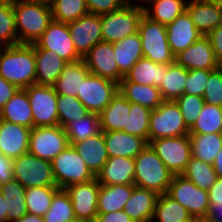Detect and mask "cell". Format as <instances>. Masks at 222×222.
Returning a JSON list of instances; mask_svg holds the SVG:
<instances>
[{
	"instance_id": "cell-1",
	"label": "cell",
	"mask_w": 222,
	"mask_h": 222,
	"mask_svg": "<svg viewBox=\"0 0 222 222\" xmlns=\"http://www.w3.org/2000/svg\"><path fill=\"white\" fill-rule=\"evenodd\" d=\"M0 76L18 89H26L34 85L36 61L33 45L7 46L0 54Z\"/></svg>"
},
{
	"instance_id": "cell-2",
	"label": "cell",
	"mask_w": 222,
	"mask_h": 222,
	"mask_svg": "<svg viewBox=\"0 0 222 222\" xmlns=\"http://www.w3.org/2000/svg\"><path fill=\"white\" fill-rule=\"evenodd\" d=\"M18 44H32L53 20L51 5L13 0Z\"/></svg>"
},
{
	"instance_id": "cell-3",
	"label": "cell",
	"mask_w": 222,
	"mask_h": 222,
	"mask_svg": "<svg viewBox=\"0 0 222 222\" xmlns=\"http://www.w3.org/2000/svg\"><path fill=\"white\" fill-rule=\"evenodd\" d=\"M134 160V185L154 191L158 195L167 193L174 174L166 167L149 144Z\"/></svg>"
},
{
	"instance_id": "cell-4",
	"label": "cell",
	"mask_w": 222,
	"mask_h": 222,
	"mask_svg": "<svg viewBox=\"0 0 222 222\" xmlns=\"http://www.w3.org/2000/svg\"><path fill=\"white\" fill-rule=\"evenodd\" d=\"M144 15L142 7L126 4L122 8L101 15L102 40L114 43L138 33Z\"/></svg>"
},
{
	"instance_id": "cell-5",
	"label": "cell",
	"mask_w": 222,
	"mask_h": 222,
	"mask_svg": "<svg viewBox=\"0 0 222 222\" xmlns=\"http://www.w3.org/2000/svg\"><path fill=\"white\" fill-rule=\"evenodd\" d=\"M138 33L141 39L143 57L159 64L175 62V56L172 54L167 40L166 25L152 21L143 15Z\"/></svg>"
},
{
	"instance_id": "cell-6",
	"label": "cell",
	"mask_w": 222,
	"mask_h": 222,
	"mask_svg": "<svg viewBox=\"0 0 222 222\" xmlns=\"http://www.w3.org/2000/svg\"><path fill=\"white\" fill-rule=\"evenodd\" d=\"M51 165L56 185L61 189L95 178L72 145L60 152L51 161Z\"/></svg>"
},
{
	"instance_id": "cell-7",
	"label": "cell",
	"mask_w": 222,
	"mask_h": 222,
	"mask_svg": "<svg viewBox=\"0 0 222 222\" xmlns=\"http://www.w3.org/2000/svg\"><path fill=\"white\" fill-rule=\"evenodd\" d=\"M189 135L179 106L175 101H163L151 111L149 143L159 138Z\"/></svg>"
},
{
	"instance_id": "cell-8",
	"label": "cell",
	"mask_w": 222,
	"mask_h": 222,
	"mask_svg": "<svg viewBox=\"0 0 222 222\" xmlns=\"http://www.w3.org/2000/svg\"><path fill=\"white\" fill-rule=\"evenodd\" d=\"M13 174L14 179L25 189L57 186L51 162L42 160L29 152L14 159Z\"/></svg>"
},
{
	"instance_id": "cell-9",
	"label": "cell",
	"mask_w": 222,
	"mask_h": 222,
	"mask_svg": "<svg viewBox=\"0 0 222 222\" xmlns=\"http://www.w3.org/2000/svg\"><path fill=\"white\" fill-rule=\"evenodd\" d=\"M69 145L65 129L60 125L33 127L30 132L28 152L51 162Z\"/></svg>"
},
{
	"instance_id": "cell-10",
	"label": "cell",
	"mask_w": 222,
	"mask_h": 222,
	"mask_svg": "<svg viewBox=\"0 0 222 222\" xmlns=\"http://www.w3.org/2000/svg\"><path fill=\"white\" fill-rule=\"evenodd\" d=\"M149 145L174 175H181L192 157L189 135L159 138Z\"/></svg>"
},
{
	"instance_id": "cell-11",
	"label": "cell",
	"mask_w": 222,
	"mask_h": 222,
	"mask_svg": "<svg viewBox=\"0 0 222 222\" xmlns=\"http://www.w3.org/2000/svg\"><path fill=\"white\" fill-rule=\"evenodd\" d=\"M167 194L186 208L192 217L205 219L210 205L208 191L182 175H173Z\"/></svg>"
},
{
	"instance_id": "cell-12",
	"label": "cell",
	"mask_w": 222,
	"mask_h": 222,
	"mask_svg": "<svg viewBox=\"0 0 222 222\" xmlns=\"http://www.w3.org/2000/svg\"><path fill=\"white\" fill-rule=\"evenodd\" d=\"M33 115V127L58 125L57 93L53 86L30 85L26 88Z\"/></svg>"
},
{
	"instance_id": "cell-13",
	"label": "cell",
	"mask_w": 222,
	"mask_h": 222,
	"mask_svg": "<svg viewBox=\"0 0 222 222\" xmlns=\"http://www.w3.org/2000/svg\"><path fill=\"white\" fill-rule=\"evenodd\" d=\"M118 91V83L90 73L82 82L77 98L89 112L99 114Z\"/></svg>"
},
{
	"instance_id": "cell-14",
	"label": "cell",
	"mask_w": 222,
	"mask_h": 222,
	"mask_svg": "<svg viewBox=\"0 0 222 222\" xmlns=\"http://www.w3.org/2000/svg\"><path fill=\"white\" fill-rule=\"evenodd\" d=\"M35 44L41 49L56 52L67 63L82 59L74 48L67 23L52 20Z\"/></svg>"
},
{
	"instance_id": "cell-15",
	"label": "cell",
	"mask_w": 222,
	"mask_h": 222,
	"mask_svg": "<svg viewBox=\"0 0 222 222\" xmlns=\"http://www.w3.org/2000/svg\"><path fill=\"white\" fill-rule=\"evenodd\" d=\"M100 186L101 184L94 178L65 188L70 196L77 221L89 222L97 218V201Z\"/></svg>"
},
{
	"instance_id": "cell-16",
	"label": "cell",
	"mask_w": 222,
	"mask_h": 222,
	"mask_svg": "<svg viewBox=\"0 0 222 222\" xmlns=\"http://www.w3.org/2000/svg\"><path fill=\"white\" fill-rule=\"evenodd\" d=\"M114 46L109 42H98L83 57L91 74L120 83L124 75L119 71L114 58Z\"/></svg>"
},
{
	"instance_id": "cell-17",
	"label": "cell",
	"mask_w": 222,
	"mask_h": 222,
	"mask_svg": "<svg viewBox=\"0 0 222 222\" xmlns=\"http://www.w3.org/2000/svg\"><path fill=\"white\" fill-rule=\"evenodd\" d=\"M67 24L74 48L81 57L98 42L103 41L101 15L88 13Z\"/></svg>"
},
{
	"instance_id": "cell-18",
	"label": "cell",
	"mask_w": 222,
	"mask_h": 222,
	"mask_svg": "<svg viewBox=\"0 0 222 222\" xmlns=\"http://www.w3.org/2000/svg\"><path fill=\"white\" fill-rule=\"evenodd\" d=\"M175 62L187 70H216L221 66L215 58L214 50L207 36H201L196 42L176 55Z\"/></svg>"
},
{
	"instance_id": "cell-19",
	"label": "cell",
	"mask_w": 222,
	"mask_h": 222,
	"mask_svg": "<svg viewBox=\"0 0 222 222\" xmlns=\"http://www.w3.org/2000/svg\"><path fill=\"white\" fill-rule=\"evenodd\" d=\"M166 32L167 40L174 56L203 36L194 25L187 10L180 14L173 22L166 25Z\"/></svg>"
},
{
	"instance_id": "cell-20",
	"label": "cell",
	"mask_w": 222,
	"mask_h": 222,
	"mask_svg": "<svg viewBox=\"0 0 222 222\" xmlns=\"http://www.w3.org/2000/svg\"><path fill=\"white\" fill-rule=\"evenodd\" d=\"M31 129L0 119V153L13 159L28 153Z\"/></svg>"
},
{
	"instance_id": "cell-21",
	"label": "cell",
	"mask_w": 222,
	"mask_h": 222,
	"mask_svg": "<svg viewBox=\"0 0 222 222\" xmlns=\"http://www.w3.org/2000/svg\"><path fill=\"white\" fill-rule=\"evenodd\" d=\"M186 10L203 36L222 24V8L213 0H189Z\"/></svg>"
},
{
	"instance_id": "cell-22",
	"label": "cell",
	"mask_w": 222,
	"mask_h": 222,
	"mask_svg": "<svg viewBox=\"0 0 222 222\" xmlns=\"http://www.w3.org/2000/svg\"><path fill=\"white\" fill-rule=\"evenodd\" d=\"M134 172V158L109 157L95 178L101 185H134Z\"/></svg>"
},
{
	"instance_id": "cell-23",
	"label": "cell",
	"mask_w": 222,
	"mask_h": 222,
	"mask_svg": "<svg viewBox=\"0 0 222 222\" xmlns=\"http://www.w3.org/2000/svg\"><path fill=\"white\" fill-rule=\"evenodd\" d=\"M32 45L36 61L35 84L53 86L67 62L54 51L41 49L35 43Z\"/></svg>"
},
{
	"instance_id": "cell-24",
	"label": "cell",
	"mask_w": 222,
	"mask_h": 222,
	"mask_svg": "<svg viewBox=\"0 0 222 222\" xmlns=\"http://www.w3.org/2000/svg\"><path fill=\"white\" fill-rule=\"evenodd\" d=\"M103 137L108 157L135 158L148 146L144 138L123 131L103 132Z\"/></svg>"
},
{
	"instance_id": "cell-25",
	"label": "cell",
	"mask_w": 222,
	"mask_h": 222,
	"mask_svg": "<svg viewBox=\"0 0 222 222\" xmlns=\"http://www.w3.org/2000/svg\"><path fill=\"white\" fill-rule=\"evenodd\" d=\"M158 196L154 191L133 185L132 195L126 202L124 211L134 222H151Z\"/></svg>"
},
{
	"instance_id": "cell-26",
	"label": "cell",
	"mask_w": 222,
	"mask_h": 222,
	"mask_svg": "<svg viewBox=\"0 0 222 222\" xmlns=\"http://www.w3.org/2000/svg\"><path fill=\"white\" fill-rule=\"evenodd\" d=\"M86 163L88 169L96 177L108 160L103 132L89 137L79 143H70Z\"/></svg>"
},
{
	"instance_id": "cell-27",
	"label": "cell",
	"mask_w": 222,
	"mask_h": 222,
	"mask_svg": "<svg viewBox=\"0 0 222 222\" xmlns=\"http://www.w3.org/2000/svg\"><path fill=\"white\" fill-rule=\"evenodd\" d=\"M129 111L130 102L118 91L111 102L98 114L101 131H123L127 128Z\"/></svg>"
},
{
	"instance_id": "cell-28",
	"label": "cell",
	"mask_w": 222,
	"mask_h": 222,
	"mask_svg": "<svg viewBox=\"0 0 222 222\" xmlns=\"http://www.w3.org/2000/svg\"><path fill=\"white\" fill-rule=\"evenodd\" d=\"M90 74L83 59L67 63L53 85L59 95H68L77 98L84 79Z\"/></svg>"
},
{
	"instance_id": "cell-29",
	"label": "cell",
	"mask_w": 222,
	"mask_h": 222,
	"mask_svg": "<svg viewBox=\"0 0 222 222\" xmlns=\"http://www.w3.org/2000/svg\"><path fill=\"white\" fill-rule=\"evenodd\" d=\"M0 119L33 128V115L26 89H18L0 111Z\"/></svg>"
},
{
	"instance_id": "cell-30",
	"label": "cell",
	"mask_w": 222,
	"mask_h": 222,
	"mask_svg": "<svg viewBox=\"0 0 222 222\" xmlns=\"http://www.w3.org/2000/svg\"><path fill=\"white\" fill-rule=\"evenodd\" d=\"M119 91L127 101L150 110L156 109L164 100L158 87L121 81Z\"/></svg>"
},
{
	"instance_id": "cell-31",
	"label": "cell",
	"mask_w": 222,
	"mask_h": 222,
	"mask_svg": "<svg viewBox=\"0 0 222 222\" xmlns=\"http://www.w3.org/2000/svg\"><path fill=\"white\" fill-rule=\"evenodd\" d=\"M168 66L169 64L154 63L152 60L142 57L125 74L121 81L159 87Z\"/></svg>"
},
{
	"instance_id": "cell-32",
	"label": "cell",
	"mask_w": 222,
	"mask_h": 222,
	"mask_svg": "<svg viewBox=\"0 0 222 222\" xmlns=\"http://www.w3.org/2000/svg\"><path fill=\"white\" fill-rule=\"evenodd\" d=\"M133 185H101L98 193L97 213H109L124 210L131 197Z\"/></svg>"
},
{
	"instance_id": "cell-33",
	"label": "cell",
	"mask_w": 222,
	"mask_h": 222,
	"mask_svg": "<svg viewBox=\"0 0 222 222\" xmlns=\"http://www.w3.org/2000/svg\"><path fill=\"white\" fill-rule=\"evenodd\" d=\"M114 58L119 71L125 74L134 64L143 57L139 33L129 35L124 39L114 42Z\"/></svg>"
},
{
	"instance_id": "cell-34",
	"label": "cell",
	"mask_w": 222,
	"mask_h": 222,
	"mask_svg": "<svg viewBox=\"0 0 222 222\" xmlns=\"http://www.w3.org/2000/svg\"><path fill=\"white\" fill-rule=\"evenodd\" d=\"M188 0H151L144 9V15L152 21L167 25L186 11Z\"/></svg>"
},
{
	"instance_id": "cell-35",
	"label": "cell",
	"mask_w": 222,
	"mask_h": 222,
	"mask_svg": "<svg viewBox=\"0 0 222 222\" xmlns=\"http://www.w3.org/2000/svg\"><path fill=\"white\" fill-rule=\"evenodd\" d=\"M0 192L6 201L7 222L17 221L27 214L25 188L16 179L0 185Z\"/></svg>"
},
{
	"instance_id": "cell-36",
	"label": "cell",
	"mask_w": 222,
	"mask_h": 222,
	"mask_svg": "<svg viewBox=\"0 0 222 222\" xmlns=\"http://www.w3.org/2000/svg\"><path fill=\"white\" fill-rule=\"evenodd\" d=\"M187 69L176 62L169 64L158 87L164 101H175L184 94Z\"/></svg>"
},
{
	"instance_id": "cell-37",
	"label": "cell",
	"mask_w": 222,
	"mask_h": 222,
	"mask_svg": "<svg viewBox=\"0 0 222 222\" xmlns=\"http://www.w3.org/2000/svg\"><path fill=\"white\" fill-rule=\"evenodd\" d=\"M192 146V157L213 164L218 152L222 149V133L189 134Z\"/></svg>"
},
{
	"instance_id": "cell-38",
	"label": "cell",
	"mask_w": 222,
	"mask_h": 222,
	"mask_svg": "<svg viewBox=\"0 0 222 222\" xmlns=\"http://www.w3.org/2000/svg\"><path fill=\"white\" fill-rule=\"evenodd\" d=\"M192 216L167 193L158 196L151 222H186Z\"/></svg>"
},
{
	"instance_id": "cell-39",
	"label": "cell",
	"mask_w": 222,
	"mask_h": 222,
	"mask_svg": "<svg viewBox=\"0 0 222 222\" xmlns=\"http://www.w3.org/2000/svg\"><path fill=\"white\" fill-rule=\"evenodd\" d=\"M69 143H79L101 132L99 115L89 112L79 120H72L65 127Z\"/></svg>"
},
{
	"instance_id": "cell-40",
	"label": "cell",
	"mask_w": 222,
	"mask_h": 222,
	"mask_svg": "<svg viewBox=\"0 0 222 222\" xmlns=\"http://www.w3.org/2000/svg\"><path fill=\"white\" fill-rule=\"evenodd\" d=\"M181 175L206 191L212 187L218 178L212 164L195 157H191Z\"/></svg>"
},
{
	"instance_id": "cell-41",
	"label": "cell",
	"mask_w": 222,
	"mask_h": 222,
	"mask_svg": "<svg viewBox=\"0 0 222 222\" xmlns=\"http://www.w3.org/2000/svg\"><path fill=\"white\" fill-rule=\"evenodd\" d=\"M222 133V107L204 103L189 134Z\"/></svg>"
},
{
	"instance_id": "cell-42",
	"label": "cell",
	"mask_w": 222,
	"mask_h": 222,
	"mask_svg": "<svg viewBox=\"0 0 222 222\" xmlns=\"http://www.w3.org/2000/svg\"><path fill=\"white\" fill-rule=\"evenodd\" d=\"M43 220L44 222H77L70 196L65 189L59 188L55 192Z\"/></svg>"
},
{
	"instance_id": "cell-43",
	"label": "cell",
	"mask_w": 222,
	"mask_h": 222,
	"mask_svg": "<svg viewBox=\"0 0 222 222\" xmlns=\"http://www.w3.org/2000/svg\"><path fill=\"white\" fill-rule=\"evenodd\" d=\"M58 189L57 186L26 188L27 213L43 217L49 210L53 196Z\"/></svg>"
},
{
	"instance_id": "cell-44",
	"label": "cell",
	"mask_w": 222,
	"mask_h": 222,
	"mask_svg": "<svg viewBox=\"0 0 222 222\" xmlns=\"http://www.w3.org/2000/svg\"><path fill=\"white\" fill-rule=\"evenodd\" d=\"M53 20L69 23L88 14L85 0H54L51 4Z\"/></svg>"
},
{
	"instance_id": "cell-45",
	"label": "cell",
	"mask_w": 222,
	"mask_h": 222,
	"mask_svg": "<svg viewBox=\"0 0 222 222\" xmlns=\"http://www.w3.org/2000/svg\"><path fill=\"white\" fill-rule=\"evenodd\" d=\"M151 111L139 104L130 102V114L127 120V128L123 132L144 138L149 144V127Z\"/></svg>"
},
{
	"instance_id": "cell-46",
	"label": "cell",
	"mask_w": 222,
	"mask_h": 222,
	"mask_svg": "<svg viewBox=\"0 0 222 222\" xmlns=\"http://www.w3.org/2000/svg\"><path fill=\"white\" fill-rule=\"evenodd\" d=\"M58 125L65 127L72 120H79L89 113L78 98L57 94Z\"/></svg>"
},
{
	"instance_id": "cell-47",
	"label": "cell",
	"mask_w": 222,
	"mask_h": 222,
	"mask_svg": "<svg viewBox=\"0 0 222 222\" xmlns=\"http://www.w3.org/2000/svg\"><path fill=\"white\" fill-rule=\"evenodd\" d=\"M0 40L7 46L18 44L13 0L0 4Z\"/></svg>"
},
{
	"instance_id": "cell-48",
	"label": "cell",
	"mask_w": 222,
	"mask_h": 222,
	"mask_svg": "<svg viewBox=\"0 0 222 222\" xmlns=\"http://www.w3.org/2000/svg\"><path fill=\"white\" fill-rule=\"evenodd\" d=\"M175 102L180 108L186 126L190 129L198 119L205 103L203 97L183 94Z\"/></svg>"
},
{
	"instance_id": "cell-49",
	"label": "cell",
	"mask_w": 222,
	"mask_h": 222,
	"mask_svg": "<svg viewBox=\"0 0 222 222\" xmlns=\"http://www.w3.org/2000/svg\"><path fill=\"white\" fill-rule=\"evenodd\" d=\"M213 70L194 69L187 70V79L184 88V94L197 95L202 97Z\"/></svg>"
},
{
	"instance_id": "cell-50",
	"label": "cell",
	"mask_w": 222,
	"mask_h": 222,
	"mask_svg": "<svg viewBox=\"0 0 222 222\" xmlns=\"http://www.w3.org/2000/svg\"><path fill=\"white\" fill-rule=\"evenodd\" d=\"M202 97L205 103L222 107V66L210 73Z\"/></svg>"
},
{
	"instance_id": "cell-51",
	"label": "cell",
	"mask_w": 222,
	"mask_h": 222,
	"mask_svg": "<svg viewBox=\"0 0 222 222\" xmlns=\"http://www.w3.org/2000/svg\"><path fill=\"white\" fill-rule=\"evenodd\" d=\"M89 13L103 15L116 11L127 4L126 0H85Z\"/></svg>"
},
{
	"instance_id": "cell-52",
	"label": "cell",
	"mask_w": 222,
	"mask_h": 222,
	"mask_svg": "<svg viewBox=\"0 0 222 222\" xmlns=\"http://www.w3.org/2000/svg\"><path fill=\"white\" fill-rule=\"evenodd\" d=\"M13 165V158L0 153V185L14 179Z\"/></svg>"
},
{
	"instance_id": "cell-53",
	"label": "cell",
	"mask_w": 222,
	"mask_h": 222,
	"mask_svg": "<svg viewBox=\"0 0 222 222\" xmlns=\"http://www.w3.org/2000/svg\"><path fill=\"white\" fill-rule=\"evenodd\" d=\"M207 37L214 50L216 60L222 66V24L212 30Z\"/></svg>"
},
{
	"instance_id": "cell-54",
	"label": "cell",
	"mask_w": 222,
	"mask_h": 222,
	"mask_svg": "<svg viewBox=\"0 0 222 222\" xmlns=\"http://www.w3.org/2000/svg\"><path fill=\"white\" fill-rule=\"evenodd\" d=\"M96 220L98 222H134L124 210L98 213Z\"/></svg>"
},
{
	"instance_id": "cell-55",
	"label": "cell",
	"mask_w": 222,
	"mask_h": 222,
	"mask_svg": "<svg viewBox=\"0 0 222 222\" xmlns=\"http://www.w3.org/2000/svg\"><path fill=\"white\" fill-rule=\"evenodd\" d=\"M17 90L18 88L15 85L0 76V111Z\"/></svg>"
},
{
	"instance_id": "cell-56",
	"label": "cell",
	"mask_w": 222,
	"mask_h": 222,
	"mask_svg": "<svg viewBox=\"0 0 222 222\" xmlns=\"http://www.w3.org/2000/svg\"><path fill=\"white\" fill-rule=\"evenodd\" d=\"M209 204L205 220L207 222H222V201H209Z\"/></svg>"
},
{
	"instance_id": "cell-57",
	"label": "cell",
	"mask_w": 222,
	"mask_h": 222,
	"mask_svg": "<svg viewBox=\"0 0 222 222\" xmlns=\"http://www.w3.org/2000/svg\"><path fill=\"white\" fill-rule=\"evenodd\" d=\"M208 198L209 201H222V178L218 177L208 190Z\"/></svg>"
},
{
	"instance_id": "cell-58",
	"label": "cell",
	"mask_w": 222,
	"mask_h": 222,
	"mask_svg": "<svg viewBox=\"0 0 222 222\" xmlns=\"http://www.w3.org/2000/svg\"><path fill=\"white\" fill-rule=\"evenodd\" d=\"M212 165L217 177L222 178V149L218 152Z\"/></svg>"
},
{
	"instance_id": "cell-59",
	"label": "cell",
	"mask_w": 222,
	"mask_h": 222,
	"mask_svg": "<svg viewBox=\"0 0 222 222\" xmlns=\"http://www.w3.org/2000/svg\"><path fill=\"white\" fill-rule=\"evenodd\" d=\"M7 214L8 211L6 210V201L4 199L3 194L0 192V221L7 222Z\"/></svg>"
},
{
	"instance_id": "cell-60",
	"label": "cell",
	"mask_w": 222,
	"mask_h": 222,
	"mask_svg": "<svg viewBox=\"0 0 222 222\" xmlns=\"http://www.w3.org/2000/svg\"><path fill=\"white\" fill-rule=\"evenodd\" d=\"M14 222H44L43 217L27 213L25 216Z\"/></svg>"
},
{
	"instance_id": "cell-61",
	"label": "cell",
	"mask_w": 222,
	"mask_h": 222,
	"mask_svg": "<svg viewBox=\"0 0 222 222\" xmlns=\"http://www.w3.org/2000/svg\"><path fill=\"white\" fill-rule=\"evenodd\" d=\"M127 4H131L133 6H137V7H145L151 0H136L137 2H132L130 0H126Z\"/></svg>"
},
{
	"instance_id": "cell-62",
	"label": "cell",
	"mask_w": 222,
	"mask_h": 222,
	"mask_svg": "<svg viewBox=\"0 0 222 222\" xmlns=\"http://www.w3.org/2000/svg\"><path fill=\"white\" fill-rule=\"evenodd\" d=\"M205 219L204 218H200V217H191L188 221L186 222H204Z\"/></svg>"
},
{
	"instance_id": "cell-63",
	"label": "cell",
	"mask_w": 222,
	"mask_h": 222,
	"mask_svg": "<svg viewBox=\"0 0 222 222\" xmlns=\"http://www.w3.org/2000/svg\"><path fill=\"white\" fill-rule=\"evenodd\" d=\"M28 1L41 2V3H45V4H48V5H51L54 0H28Z\"/></svg>"
},
{
	"instance_id": "cell-64",
	"label": "cell",
	"mask_w": 222,
	"mask_h": 222,
	"mask_svg": "<svg viewBox=\"0 0 222 222\" xmlns=\"http://www.w3.org/2000/svg\"><path fill=\"white\" fill-rule=\"evenodd\" d=\"M6 47H7V45L0 40V54L5 50Z\"/></svg>"
},
{
	"instance_id": "cell-65",
	"label": "cell",
	"mask_w": 222,
	"mask_h": 222,
	"mask_svg": "<svg viewBox=\"0 0 222 222\" xmlns=\"http://www.w3.org/2000/svg\"><path fill=\"white\" fill-rule=\"evenodd\" d=\"M213 1L222 8V0H213Z\"/></svg>"
},
{
	"instance_id": "cell-66",
	"label": "cell",
	"mask_w": 222,
	"mask_h": 222,
	"mask_svg": "<svg viewBox=\"0 0 222 222\" xmlns=\"http://www.w3.org/2000/svg\"><path fill=\"white\" fill-rule=\"evenodd\" d=\"M6 1H8V0H0V4L3 3V2H6Z\"/></svg>"
}]
</instances>
